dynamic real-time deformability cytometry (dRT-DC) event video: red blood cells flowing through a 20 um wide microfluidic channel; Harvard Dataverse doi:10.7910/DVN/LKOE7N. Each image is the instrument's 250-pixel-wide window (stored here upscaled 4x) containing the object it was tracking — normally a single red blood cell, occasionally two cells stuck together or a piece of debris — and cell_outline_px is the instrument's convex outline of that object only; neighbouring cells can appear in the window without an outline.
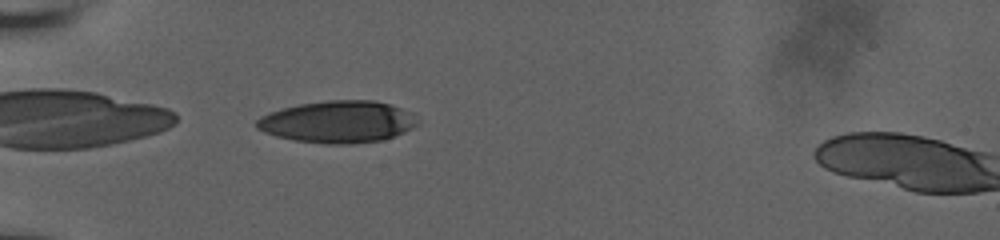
{"species": "human", "species_latin": "Homo sapiens", "temperature_condition": "room temperature", "stored_images_in_passage": 38, "camera_frame_rate_fps": 3000, "um_per_image_px": 0.085, "donor": {"sex": "male"}, "frame": {"image": 1, "passage_image": 1, "time_ms": 0.0, "image_size_px": [1000, 240], "cell_outline_px": [[420, 124], [404, 132], [384, 140], [352, 144], [328, 144], [296, 140], [276, 136], [264, 132], [256, 128], [256, 120], [260, 116], [268, 112], [280, 108], [300, 104], [328, 100], [376, 100], [392, 104], [412, 112], [420, 120]], "centroid_in_image_um": [28.76, 10.34], "position_along_channel_um": 56.2, "area_um2": 39.88}}
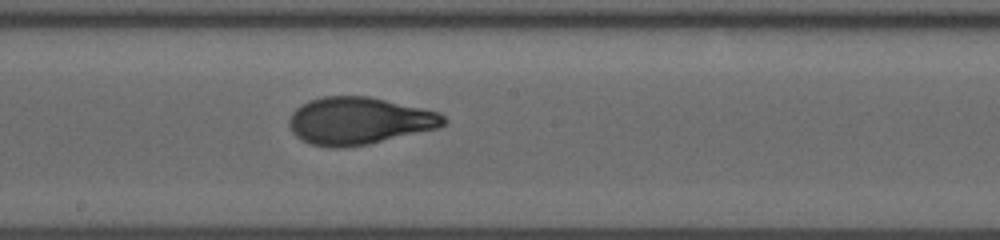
{"frame": {"image": 2, "passage_image": 15, "time_ms": 4.667, "image_size_px": [1000, 240], "cell_outline_px": [[448, 120], [444, 124], [436, 128], [368, 144], [340, 148], [328, 148], [308, 144], [300, 140], [292, 132], [288, 124], [288, 116], [300, 104], [308, 100], [324, 96], [368, 96], [440, 112]], "centroid_in_image_um": [30.44, 10.27], "position_along_channel_um": 217.8, "area_um2": 42.77}}
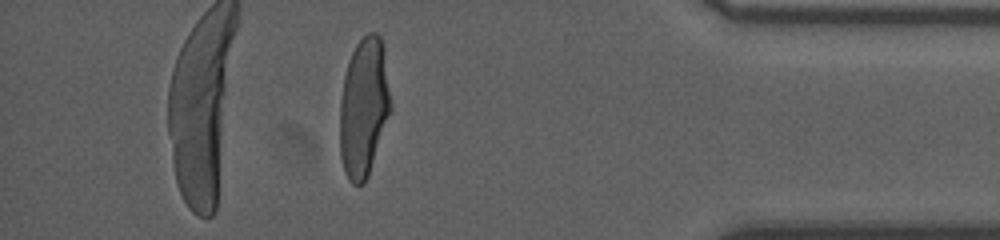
{"frame": {"image": 3, "passage_image": 32, "time_ms": 10.333, "image_size_px": [1000, 240], "cell_outline_px": [[392, 108], [368, 176], [364, 184], [352, 184], [348, 180], [344, 172], [340, 156], [340, 100], [344, 76], [348, 60], [356, 44], [368, 32], [376, 32], [380, 36], [384, 52], [392, 104]], "centroid_in_image_um": [30.92, 9.14], "position_along_channel_um": 404.3, "area_um2": 41.44}, "authors_computed_cell_mechanics": {"area_um2": 41.7894, "velocity_mm_per_s": 3.8454, "shape_relaxation_time_tau1_ms": 5.9695, "shape_relaxation_time_tau2_ms": 0.7756, "deformation_change_tau1": 0.26, "deformation_change_tau2": 0.0675}}